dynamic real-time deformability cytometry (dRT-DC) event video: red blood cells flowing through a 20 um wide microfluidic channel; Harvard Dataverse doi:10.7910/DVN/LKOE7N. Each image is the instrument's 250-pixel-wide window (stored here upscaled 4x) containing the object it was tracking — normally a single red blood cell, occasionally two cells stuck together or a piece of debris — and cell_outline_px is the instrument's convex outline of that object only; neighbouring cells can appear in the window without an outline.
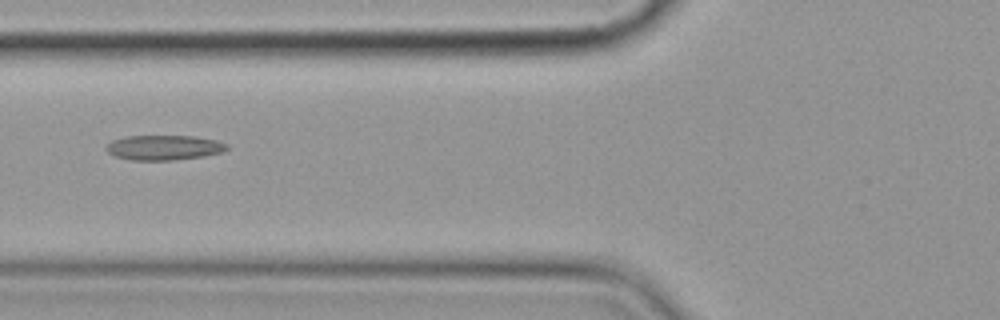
{"species": "common noctule bat (a hibernating species)", "species_latin": "Nyctalus noctula", "temperature_condition": "cold", "stored_images_in_passage": 8, "camera_frame_rate_fps": 3000, "um_per_image_px": 0.085, "animal": {"sex": "female", "body_mass_g": 19.9}, "frame": {"image": 1, "passage_image": 6, "time_ms": 6.667, "image_size_px": [1000, 320], "cell_outline_px": [[228, 148], [220, 152], [204, 156], [172, 160], [132, 160], [116, 156], [108, 152], [104, 148], [112, 140], [124, 136], [196, 136], [216, 140], [228, 144]], "centroid_in_image_um": [13.92, 12.53], "position_along_channel_um": 111.9, "area_um2": 17.46}}
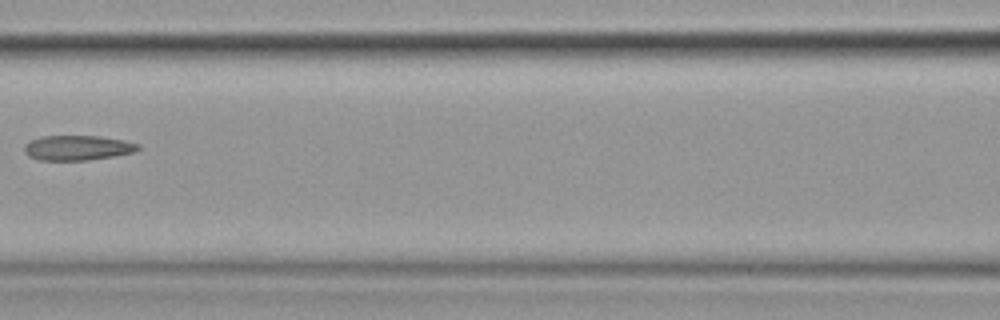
{"frame": {"image": 2, "passage_image": 7, "time_ms": 8.0, "image_size_px": [1000, 320], "cell_outline_px": [[140, 148], [132, 152], [112, 156], [88, 160], [40, 160], [28, 156], [24, 152], [24, 144], [32, 140], [44, 136], [100, 136], [124, 140], [140, 144]], "centroid_in_image_um": [6.57, 12.56], "position_along_channel_um": 160.0, "area_um2": 16.42}}
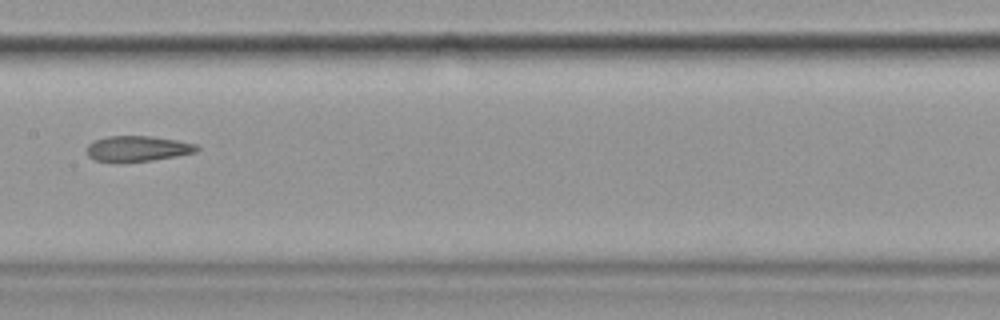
{"frame": {"image": 3, "passage_image": 8, "time_ms": 9.0, "image_size_px": [1000, 320], "cell_outline_px": [[200, 148], [196, 152], [176, 156], [152, 160], [116, 164], [96, 160], [88, 156], [88, 144], [96, 140], [108, 136], [152, 136], [176, 140], [196, 144]], "centroid_in_image_um": [11.68, 12.65], "position_along_channel_um": 195.7, "area_um2": 16.59}}